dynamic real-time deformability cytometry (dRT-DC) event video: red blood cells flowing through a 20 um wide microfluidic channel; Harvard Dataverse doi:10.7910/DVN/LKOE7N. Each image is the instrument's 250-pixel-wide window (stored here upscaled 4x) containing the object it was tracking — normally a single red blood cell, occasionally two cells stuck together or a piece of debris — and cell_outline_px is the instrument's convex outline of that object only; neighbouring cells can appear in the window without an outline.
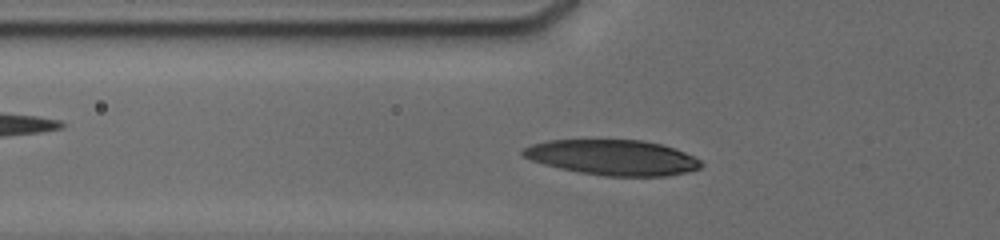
{"species": "human", "species_latin": "Homo sapiens", "temperature_condition": "cold", "stored_images_in_passage": 49, "camera_frame_rate_fps": 3000, "um_per_image_px": 0.085, "donor": {"sex": "male"}, "frame": {"image": 1, "passage_image": 11, "time_ms": 2.667, "image_size_px": [1000, 240], "cell_outline_px": [[704, 164], [700, 168], [688, 172], [668, 176], [604, 176], [576, 172], [544, 164], [532, 160], [524, 156], [520, 152], [524, 148], [532, 144], [552, 140], [640, 140], [660, 144], [684, 152], [700, 160]], "centroid_in_image_um": [52.09, 13.39], "position_along_channel_um": 73.7, "area_um2": 36.53}}
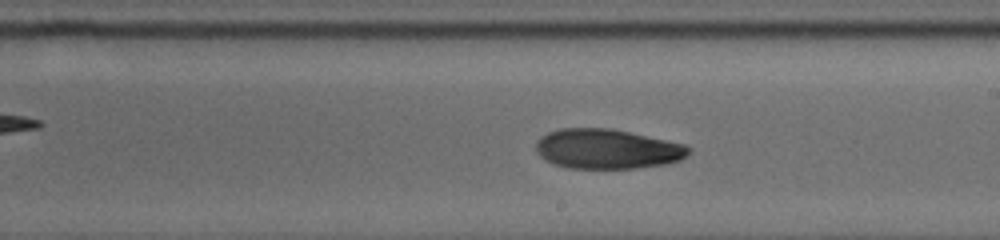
{"frame": {"image": 2, "passage_image": 28, "time_ms": 7.0, "image_size_px": [1000, 240], "cell_outline_px": [[688, 156], [680, 160], [664, 164], [636, 168], [568, 168], [552, 164], [544, 160], [536, 152], [536, 144], [548, 132], [560, 128], [604, 128], [628, 132], [684, 144], [688, 148]], "centroid_in_image_um": [51.57, 12.67], "position_along_channel_um": 237.4, "area_um2": 35.03}}
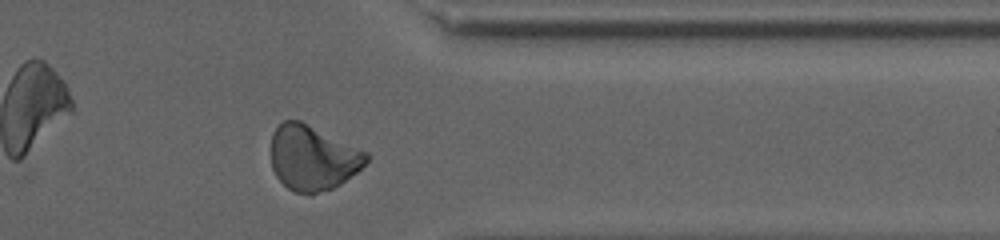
{"frame": {"image": 3, "passage_image": 43, "time_ms": 11.0, "image_size_px": [1000, 240], "cell_outline_px": [[368, 160], [356, 172], [340, 184], [332, 188], [312, 196], [308, 196], [296, 192], [288, 188], [276, 176], [272, 168], [272, 136], [276, 128], [284, 120], [300, 120], [368, 152]], "centroid_in_image_um": [26.58, 13.44], "position_along_channel_um": 384.8, "area_um2": 36.01}, "authors_computed_cell_mechanics": {"area_um2": 35.4314, "velocity_mm_per_s": 3.8011, "shape_relaxation_time_tau1_ms": 7.3366, "shape_relaxation_time_tau2_ms": 3.5824, "deformation_change_tau1": 0.1672, "deformation_change_tau2": 0.0978}}